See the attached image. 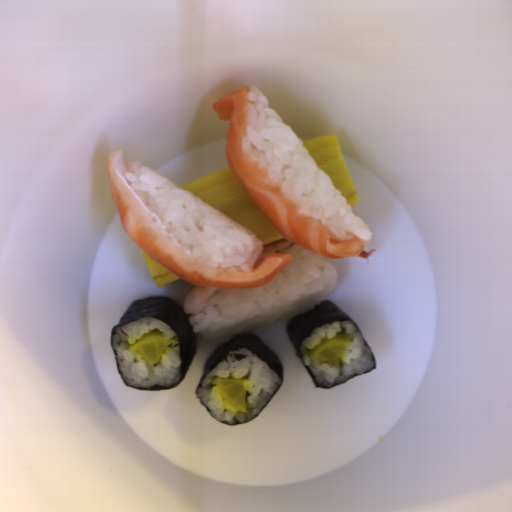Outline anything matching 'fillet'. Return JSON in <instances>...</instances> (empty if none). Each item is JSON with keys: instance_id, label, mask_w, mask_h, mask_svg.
I'll use <instances>...</instances> for the list:
<instances>
[{"instance_id": "2", "label": "fillet", "mask_w": 512, "mask_h": 512, "mask_svg": "<svg viewBox=\"0 0 512 512\" xmlns=\"http://www.w3.org/2000/svg\"><path fill=\"white\" fill-rule=\"evenodd\" d=\"M113 201L128 238L152 261L195 286L260 288L292 263L291 253L275 252L257 261L253 271L219 272L190 259L159 216L149 210L124 177V152L115 149L105 162Z\"/></svg>"}, {"instance_id": "1", "label": "fillet", "mask_w": 512, "mask_h": 512, "mask_svg": "<svg viewBox=\"0 0 512 512\" xmlns=\"http://www.w3.org/2000/svg\"><path fill=\"white\" fill-rule=\"evenodd\" d=\"M249 91V86H241L212 104L218 118L228 121L225 157L236 182L270 225L289 242L329 260L360 255L369 240L356 236L331 238L321 223L299 214L284 189L243 152L241 143L247 131Z\"/></svg>"}]
</instances>
